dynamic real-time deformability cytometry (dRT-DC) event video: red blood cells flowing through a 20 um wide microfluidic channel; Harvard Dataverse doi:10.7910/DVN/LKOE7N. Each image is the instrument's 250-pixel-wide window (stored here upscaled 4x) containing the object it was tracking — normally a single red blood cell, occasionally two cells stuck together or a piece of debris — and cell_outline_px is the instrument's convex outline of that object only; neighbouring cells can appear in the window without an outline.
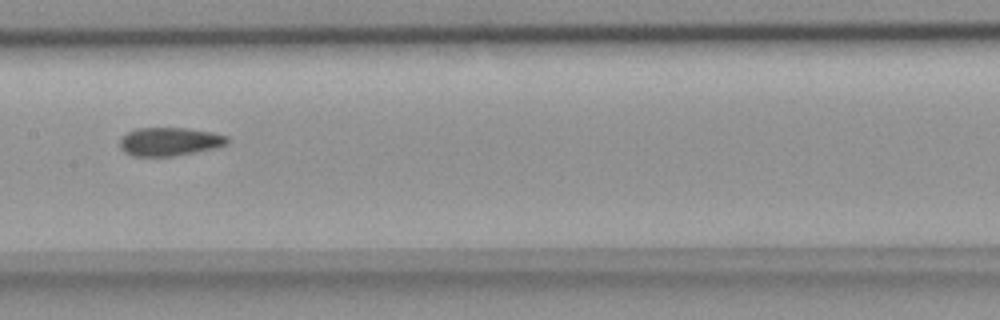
{"species": "common noctule bat (a hibernating species)", "species_latin": "Nyctalus noctula", "temperature_condition": "room temperature", "stored_images_in_passage": 5, "camera_frame_rate_fps": 3000, "um_per_image_px": 0.085, "animal": {"sex": "female", "body_mass_g": 18.4}, "frame": {"image": 1, "passage_image": 5, "time_ms": 1.333, "image_size_px": [1000, 320], "cell_outline_px": [[228, 144], [216, 148], [172, 156], [132, 156], [124, 152], [120, 148], [120, 140], [128, 132], [136, 128], [184, 128], [212, 132], [228, 136]], "centroid_in_image_um": [14.42, 12.04], "position_along_channel_um": 193.0, "area_um2": 17.74}}